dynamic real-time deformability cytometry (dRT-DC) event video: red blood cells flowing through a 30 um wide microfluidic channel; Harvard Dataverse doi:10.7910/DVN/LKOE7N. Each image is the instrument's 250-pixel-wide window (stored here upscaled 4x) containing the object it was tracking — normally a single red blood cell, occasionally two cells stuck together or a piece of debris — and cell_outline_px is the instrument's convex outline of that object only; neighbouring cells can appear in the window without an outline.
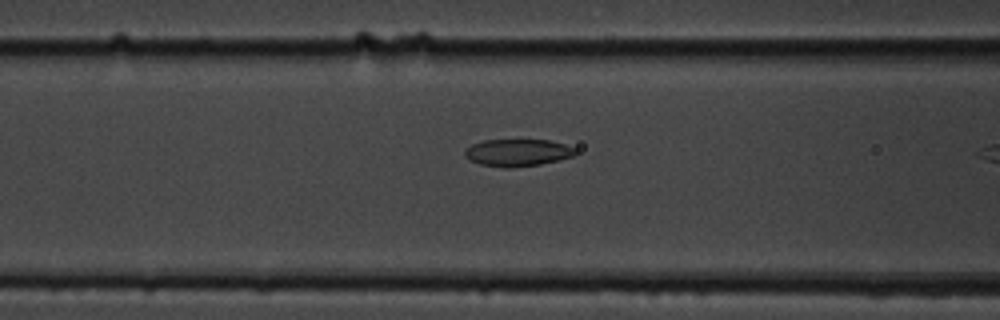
{"species": "common noctule bat (a hibernating species)", "species_latin": "Nyctalus noctula", "temperature_condition": "cold", "stored_images_in_passage": 6, "segment_of_instrument_passage": [2, 2], "camera_frame_rate_fps": 3000, "um_per_image_px": 0.085, "animal": {"sex": "male", "body_mass_g": 19.5, "forearm_length_mm": 54.6}, "frame": {"image": 1, "passage_image": 6, "time_ms": 6.0, "image_size_px": [1000, 320], "cell_outline_px": [[576, 152], [572, 156], [560, 160], [540, 164], [512, 168], [504, 168], [480, 164], [464, 156], [464, 152], [472, 144], [484, 140], [548, 140], [564, 144], [576, 148]], "centroid_in_image_um": [44.01, 12.98], "position_along_channel_um": 122.6, "area_um2": 17.46}}